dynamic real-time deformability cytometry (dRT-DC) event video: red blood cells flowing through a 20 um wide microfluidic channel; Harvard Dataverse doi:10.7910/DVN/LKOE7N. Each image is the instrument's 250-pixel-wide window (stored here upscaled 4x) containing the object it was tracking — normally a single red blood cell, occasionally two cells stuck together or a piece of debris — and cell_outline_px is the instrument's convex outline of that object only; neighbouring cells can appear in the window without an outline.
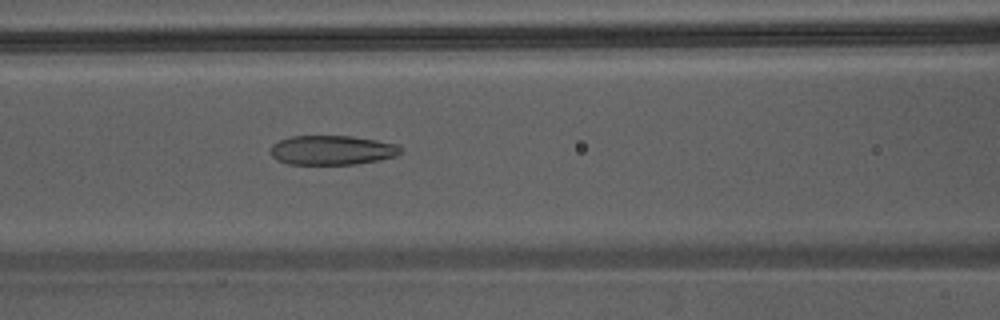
{"species": "Egyptian fruit bat (a non-hibernating species)", "species_latin": "Rousettus aegyptiacus", "temperature_condition": "warm", "stored_images_in_passage": 46, "camera_frame_rate_fps": 3000, "um_per_image_px": 0.085, "animal": {"sex": "male"}, "frame": {"image": 1, "passage_image": 20, "time_ms": 6.333, "image_size_px": [1000, 320], "cell_outline_px": [[400, 152], [396, 156], [380, 160], [356, 164], [288, 164], [276, 160], [272, 156], [272, 144], [280, 140], [292, 136], [352, 136], [376, 140], [396, 144], [400, 148]], "centroid_in_image_um": [28.22, 12.76], "position_along_channel_um": 138.4, "area_um2": 22.2}}
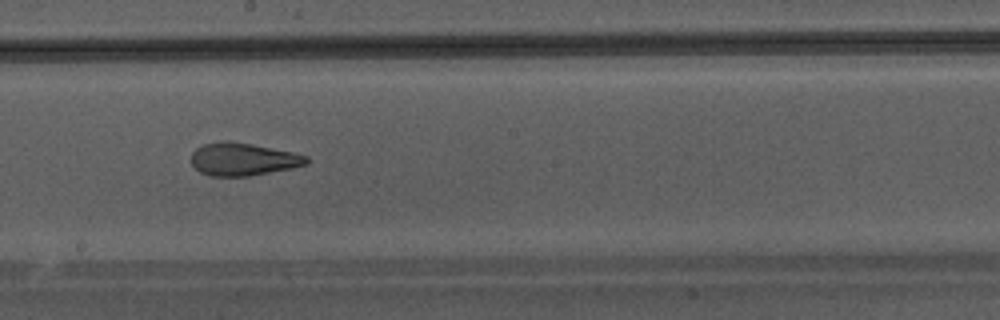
{"frame": {"image": 2, "passage_image": 26, "time_ms": 8.333, "image_size_px": [1000, 320], "cell_outline_px": [[308, 164], [292, 168], [248, 176], [208, 176], [200, 172], [192, 164], [192, 152], [196, 148], [204, 144], [224, 140], [228, 140], [252, 144], [292, 152], [308, 156]], "centroid_in_image_um": [20.65, 13.53], "position_along_channel_um": 227.6, "area_um2": 21.96}}
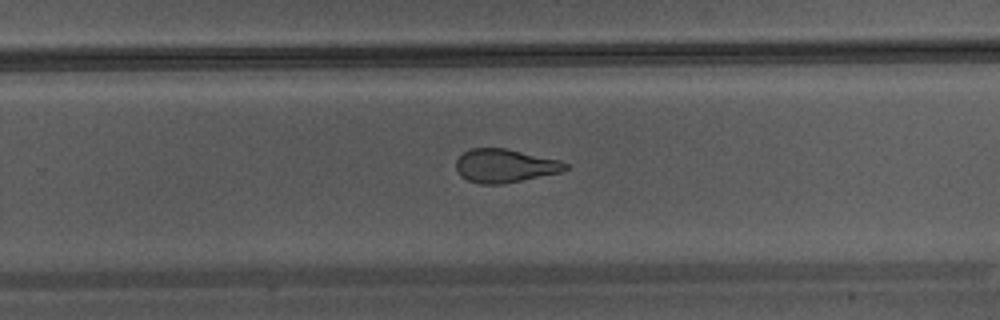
{"frame": {"image": 3, "passage_image": 30, "time_ms": 9.667, "image_size_px": [1000, 320], "cell_outline_px": [[568, 168], [560, 172], [504, 184], [480, 184], [468, 180], [460, 176], [456, 172], [456, 160], [464, 152], [472, 148], [504, 148], [560, 160], [568, 164]], "centroid_in_image_um": [42.89, 14.1], "position_along_channel_um": 286.9, "area_um2": 21.27}}